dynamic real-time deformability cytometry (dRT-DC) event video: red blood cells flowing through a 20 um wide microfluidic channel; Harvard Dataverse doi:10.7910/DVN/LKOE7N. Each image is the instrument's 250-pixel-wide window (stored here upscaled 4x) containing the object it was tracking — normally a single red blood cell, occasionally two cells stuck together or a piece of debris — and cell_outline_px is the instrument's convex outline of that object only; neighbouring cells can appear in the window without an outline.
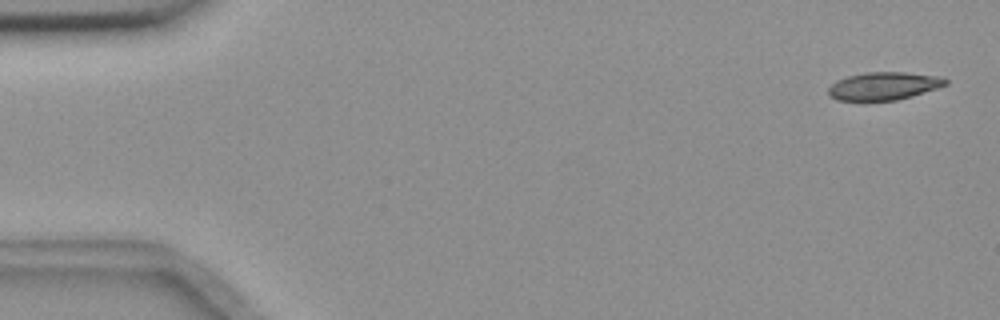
{"species": "common noctule bat (a hibernating species)", "species_latin": "Nyctalus noctula", "temperature_condition": "room temperature", "stored_images_in_passage": 55, "camera_frame_rate_fps": 3000, "um_per_image_px": 0.085, "animal": {"sex": "female", "body_mass_g": 18.4}, "frame": {"image": 1, "passage_image": 2, "time_ms": 0.333, "image_size_px": [1000, 320], "cell_outline_px": [[948, 84], [912, 96], [896, 100], [836, 100], [828, 96], [828, 88], [836, 80], [848, 76], [864, 72], [904, 72], [936, 76], [948, 80]], "centroid_in_image_um": [75.07, 7.31], "position_along_channel_um": 9.9, "area_um2": 18.9}}
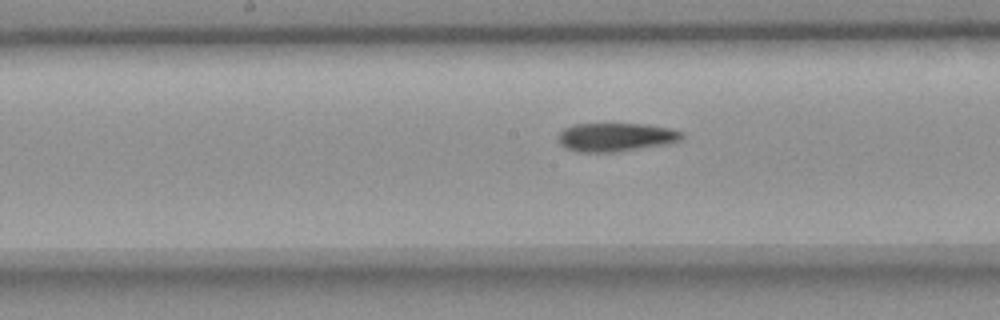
{"frame": {"image": 2, "passage_image": 28, "time_ms": 9.0, "image_size_px": [1000, 320], "cell_outline_px": [[684, 136], [680, 140], [668, 144], [612, 152], [576, 152], [560, 144], [560, 132], [564, 128], [576, 124], [644, 124], [668, 128], [684, 132]], "centroid_in_image_um": [52.37, 11.65], "position_along_channel_um": 195.8, "area_um2": 20.35}}
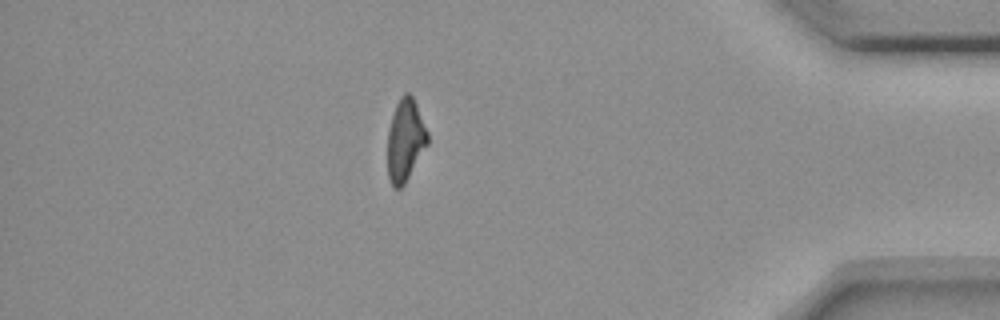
{"frame": {"image": 3, "passage_image": 48, "time_ms": 15.667, "image_size_px": [1000, 320], "cell_outline_px": [[428, 144], [404, 184], [400, 188], [396, 188], [392, 184], [388, 176], [388, 132], [392, 116], [396, 104], [400, 96], [404, 92], [408, 92], [412, 96], [416, 104], [428, 132]], "centroid_in_image_um": [34.45, 11.89], "position_along_channel_um": 400.7, "area_um2": 18.96}, "authors_computed_cell_mechanics": {"area_um2": 20.6346, "velocity_mm_per_s": 3.6697, "shape_relaxation_time_tau1_ms": 7.1737, "shape_relaxation_time_tau2_ms": 9.0932, "deformation_change_tau1": 0.18, "deformation_change_tau2": 0.1984}}